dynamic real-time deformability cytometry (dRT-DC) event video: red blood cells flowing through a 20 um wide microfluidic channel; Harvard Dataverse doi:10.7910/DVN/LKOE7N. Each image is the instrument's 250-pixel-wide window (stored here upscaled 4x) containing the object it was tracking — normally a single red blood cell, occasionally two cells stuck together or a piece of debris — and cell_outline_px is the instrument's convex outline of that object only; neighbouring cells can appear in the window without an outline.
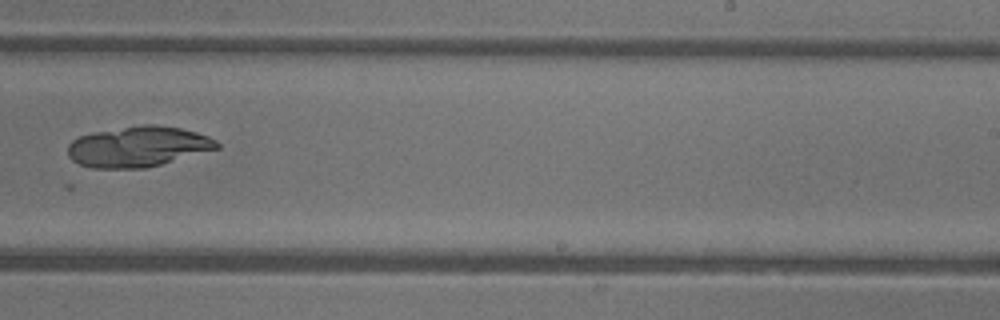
{"species": "common noctule bat (a hibernating species)", "species_latin": "Nyctalus noctula", "temperature_condition": "warm", "stored_images_in_passage": 21, "camera_frame_rate_fps": 3000, "um_per_image_px": 0.085, "animal": {"sex": "female"}, "frame": {"image": 1, "passage_image": 16, "time_ms": 5.0, "image_size_px": [1000, 320], "cell_outline_px": [[220, 148], [160, 164], [144, 168], [92, 168], [80, 164], [72, 160], [68, 156], [68, 144], [72, 140], [80, 136], [92, 132], [144, 124], [152, 124], [180, 128], [196, 132], [208, 136], [216, 140], [220, 144]], "centroid_in_image_um": [11.73, 12.46], "position_along_channel_um": 277.3, "area_um2": 35.08}}